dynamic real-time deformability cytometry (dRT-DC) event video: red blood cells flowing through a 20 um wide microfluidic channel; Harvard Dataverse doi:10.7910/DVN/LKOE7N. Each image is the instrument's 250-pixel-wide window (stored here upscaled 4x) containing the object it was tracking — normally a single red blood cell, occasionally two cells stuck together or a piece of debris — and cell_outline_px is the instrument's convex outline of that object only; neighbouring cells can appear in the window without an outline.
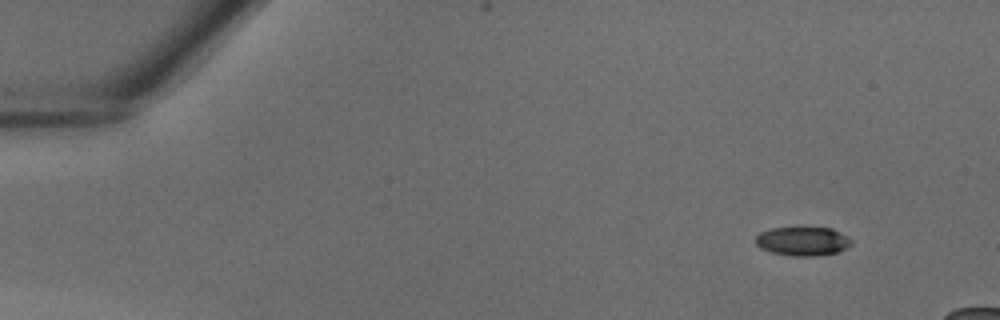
{"species": "common noctule bat (a hibernating species)", "species_latin": "Nyctalus noctula", "temperature_condition": "warm", "stored_images_in_passage": 18, "camera_frame_rate_fps": 3000, "um_per_image_px": 0.085, "animal": {"sex": "male", "body_mass_g": 18.8}, "frame": {"image": 1, "passage_image": 1, "time_ms": 0.0, "image_size_px": [1000, 320], "cell_outline_px": [[852, 244], [848, 248], [836, 252], [816, 256], [792, 256], [772, 252], [760, 248], [756, 244], [756, 236], [760, 232], [772, 228], [796, 224], [800, 224], [832, 228], [840, 232], [852, 240]], "centroid_in_image_um": [68.23, 20.44], "position_along_channel_um": 16.8, "area_um2": 16.99}}
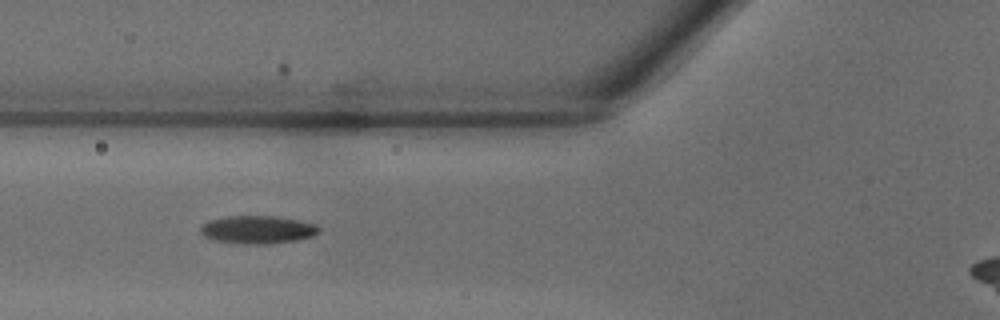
{"frame": {"image": 2, "passage_image": 13, "time_ms": 4.0, "image_size_px": [1000, 320], "cell_outline_px": [[320, 232], [312, 236], [296, 240], [264, 244], [244, 244], [212, 240], [204, 236], [200, 232], [200, 228], [208, 220], [228, 216], [276, 216], [316, 224], [320, 228]], "centroid_in_image_um": [21.88, 19.52], "position_along_channel_um": 103.9, "area_um2": 19.25}}
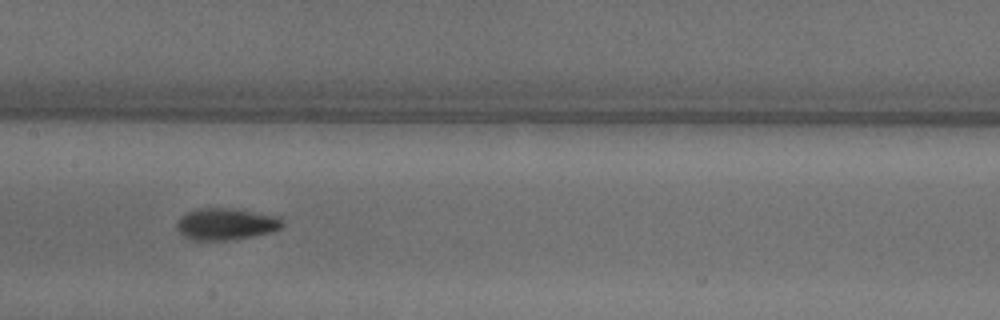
{"frame": {"image": 3, "passage_image": 18, "time_ms": 5.667, "image_size_px": [1000, 320], "cell_outline_px": [[284, 224], [280, 228], [272, 232], [252, 236], [228, 240], [188, 240], [176, 228], [176, 220], [180, 216], [196, 208], [236, 208], [280, 216], [284, 220]], "centroid_in_image_um": [19.21, 19.03], "position_along_channel_um": 188.2, "area_um2": 19.94}}